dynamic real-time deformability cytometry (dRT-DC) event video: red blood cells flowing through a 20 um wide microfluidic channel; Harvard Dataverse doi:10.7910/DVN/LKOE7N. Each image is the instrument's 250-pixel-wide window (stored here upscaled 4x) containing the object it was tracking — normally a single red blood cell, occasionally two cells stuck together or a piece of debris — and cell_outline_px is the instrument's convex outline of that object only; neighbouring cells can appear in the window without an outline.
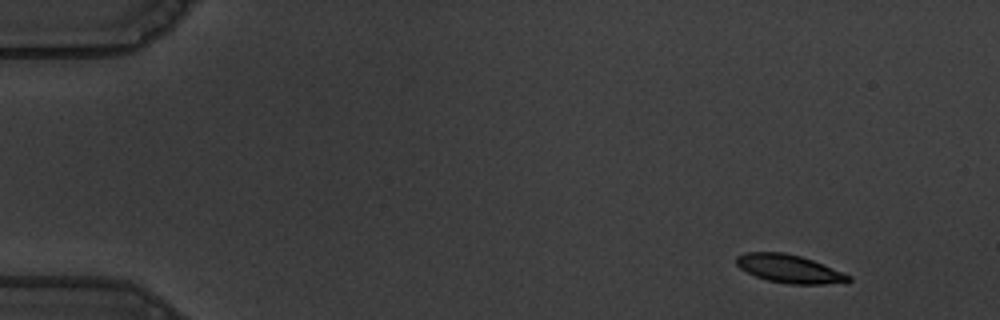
{"species": "common noctule bat (a hibernating species)", "species_latin": "Nyctalus noctula", "temperature_condition": "warm", "stored_images_in_passage": 16, "camera_frame_rate_fps": 3000, "um_per_image_px": 0.085, "animal": {"sex": "male", "body_mass_g": 19.5, "forearm_length_mm": 54.6}, "frame": {"image": 1, "passage_image": 1, "time_ms": 0.0, "image_size_px": [1000, 320], "cell_outline_px": [[852, 280], [820, 284], [788, 284], [768, 280], [756, 276], [740, 268], [736, 264], [736, 256], [744, 252], [784, 252], [800, 256], [812, 260], [852, 276]], "centroid_in_image_um": [67.04, 22.83], "position_along_channel_um": 18.0, "area_um2": 18.15}}
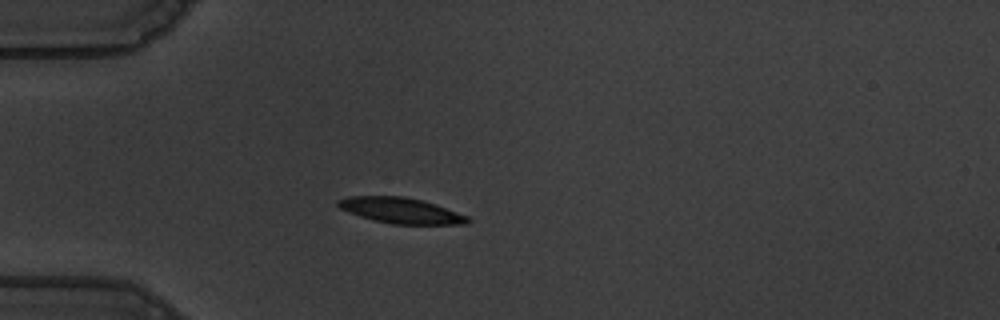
{"frame": {"image": 2, "passage_image": 12, "time_ms": 3.667, "image_size_px": [1000, 320], "cell_outline_px": [[472, 220], [468, 224], [392, 224], [372, 220], [348, 212], [340, 208], [336, 204], [336, 200], [348, 196], [404, 196], [436, 204], [468, 216]], "centroid_in_image_um": [34.06, 17.89], "position_along_channel_um": 50.9, "area_um2": 19.48}}